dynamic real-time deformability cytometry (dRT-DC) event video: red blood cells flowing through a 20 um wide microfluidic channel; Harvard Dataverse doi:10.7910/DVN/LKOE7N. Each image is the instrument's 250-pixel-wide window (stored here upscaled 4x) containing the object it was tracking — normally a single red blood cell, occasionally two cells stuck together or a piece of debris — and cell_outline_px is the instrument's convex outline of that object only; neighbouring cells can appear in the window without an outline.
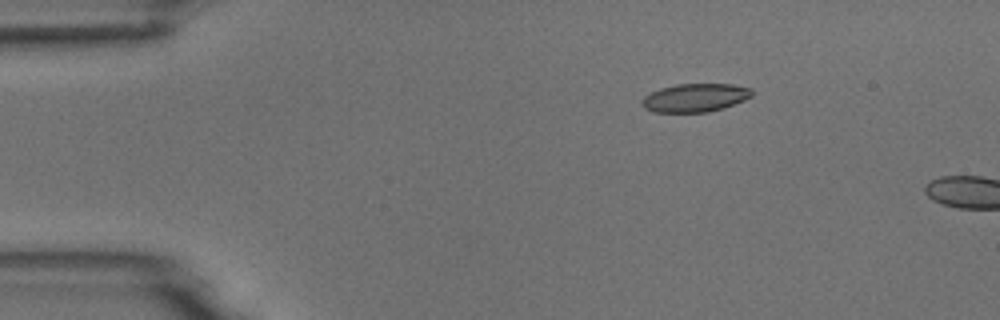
{"species": "common noctule bat (a hibernating species)", "species_latin": "Nyctalus noctula", "temperature_condition": "room temperature", "stored_images_in_passage": 2, "camera_frame_rate_fps": 3000, "um_per_image_px": 0.085, "animal": {"sex": "male", "body_mass_g": 18.8}, "frame": {"image": 1, "passage_image": 1, "time_ms": 0.0, "image_size_px": [1000, 320], "cell_outline_px": [[752, 96], [744, 100], [724, 108], [708, 112], [652, 112], [644, 108], [640, 104], [640, 100], [644, 96], [660, 88], [676, 84], [732, 84], [752, 88]], "centroid_in_image_um": [59.06, 8.31], "position_along_channel_um": 25.9, "area_um2": 18.32}}